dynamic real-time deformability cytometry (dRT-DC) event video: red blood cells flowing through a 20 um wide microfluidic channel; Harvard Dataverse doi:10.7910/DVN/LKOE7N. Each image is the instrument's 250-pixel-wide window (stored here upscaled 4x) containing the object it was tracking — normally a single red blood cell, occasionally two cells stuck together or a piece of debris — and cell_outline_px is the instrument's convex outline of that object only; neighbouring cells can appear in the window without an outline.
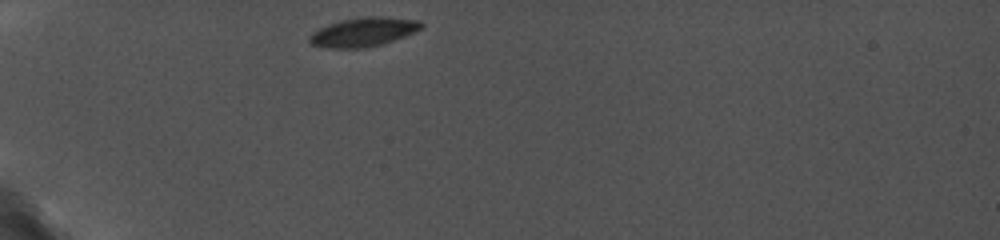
{"species": "common noctule bat (a hibernating species)", "species_latin": "Nyctalus noctula", "temperature_condition": "cold", "stored_images_in_passage": 45, "camera_frame_rate_fps": 5000, "um_per_image_px": 0.085, "animal": {"sex": "female", "body_mass_g": 19.0, "forearm_length_mm": 56.7}, "frame": {"image": 1, "passage_image": 1, "time_ms": 0.0, "image_size_px": [1000, 240], "cell_outline_px": [[424, 24], [420, 28], [404, 36], [384, 44], [364, 48], [320, 48], [312, 44], [308, 40], [308, 36], [312, 32], [328, 24], [344, 20], [364, 16], [388, 16], [420, 20]], "centroid_in_image_um": [30.87, 2.72], "position_along_channel_um": 54.1, "area_um2": 19.07}}
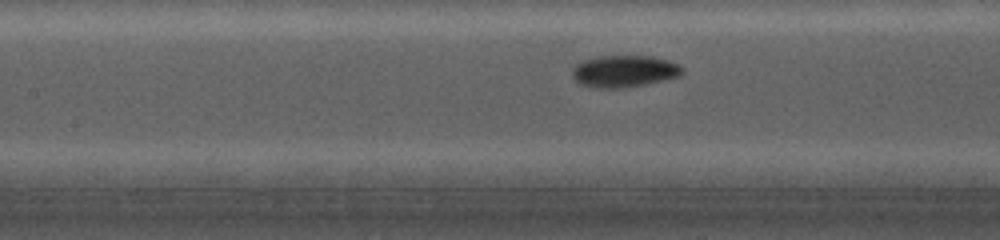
{"frame": {"image": 2, "passage_image": 20, "time_ms": 3.4, "image_size_px": [1000, 240], "cell_outline_px": [[684, 72], [680, 76], [644, 84], [620, 88], [596, 88], [580, 84], [572, 76], [572, 68], [580, 60], [596, 56], [652, 56], [668, 60], [680, 64], [684, 68]], "centroid_in_image_um": [53.05, 6.04], "position_along_channel_um": 154.4, "area_um2": 20.63}}
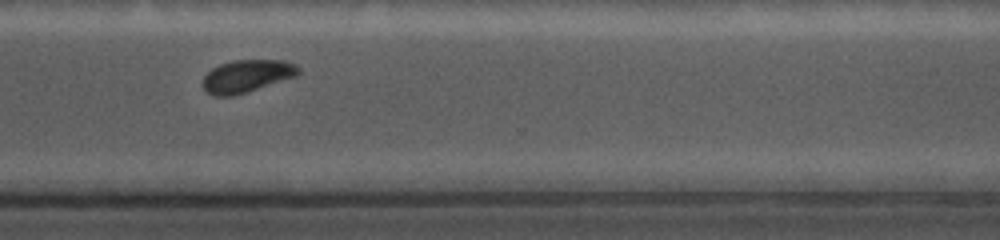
{"frame": {"image": 3, "passage_image": 42, "time_ms": 8.6, "image_size_px": [1000, 240], "cell_outline_px": [[300, 72], [296, 76], [232, 96], [212, 96], [200, 84], [204, 76], [212, 68], [220, 64], [232, 60], [284, 60], [296, 64], [300, 68]], "centroid_in_image_um": [20.96, 6.45], "position_along_channel_um": 349.6, "area_um2": 18.09}}